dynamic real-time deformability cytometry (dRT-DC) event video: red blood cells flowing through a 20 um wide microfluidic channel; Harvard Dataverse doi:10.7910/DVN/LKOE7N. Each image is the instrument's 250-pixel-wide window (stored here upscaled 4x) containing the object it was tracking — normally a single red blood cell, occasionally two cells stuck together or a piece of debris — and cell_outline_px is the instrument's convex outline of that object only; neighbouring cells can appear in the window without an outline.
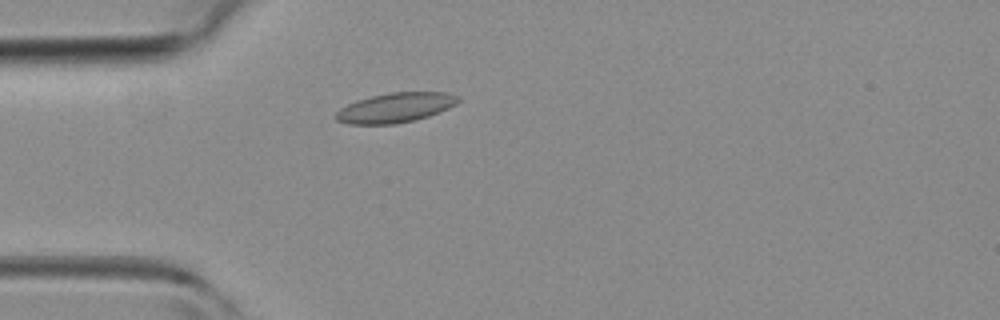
{"species": "common noctule bat (a hibernating species)", "species_latin": "Nyctalus noctula", "temperature_condition": "room temperature", "stored_images_in_passage": 37, "camera_frame_rate_fps": 3000, "um_per_image_px": 0.085, "animal": {"sex": "female", "body_mass_g": 19.3, "forearm_length_mm": 54.1}, "frame": {"image": 1, "passage_image": 4, "time_ms": 1.0, "image_size_px": [1000, 320], "cell_outline_px": [[460, 100], [456, 104], [448, 108], [428, 116], [416, 120], [396, 124], [348, 124], [336, 120], [332, 116], [340, 108], [356, 100], [372, 96], [392, 92], [444, 92], [460, 96]], "centroid_in_image_um": [33.59, 9.16], "position_along_channel_um": 51.4, "area_um2": 21.27}}
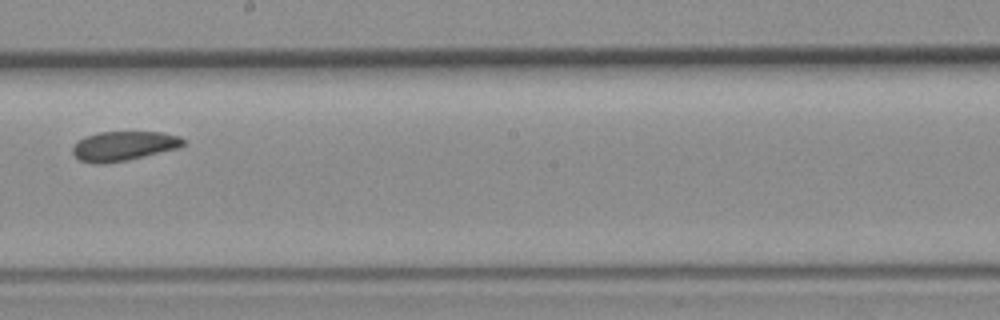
{"frame": {"image": 2, "passage_image": 17, "time_ms": 5.333, "image_size_px": [1000, 320], "cell_outline_px": [[184, 144], [180, 148], [128, 160], [104, 164], [96, 164], [80, 160], [72, 152], [72, 148], [76, 140], [84, 136], [100, 132], [160, 132], [180, 136], [184, 140]], "centroid_in_image_um": [10.5, 12.41], "position_along_channel_um": 237.7, "area_um2": 19.19}}
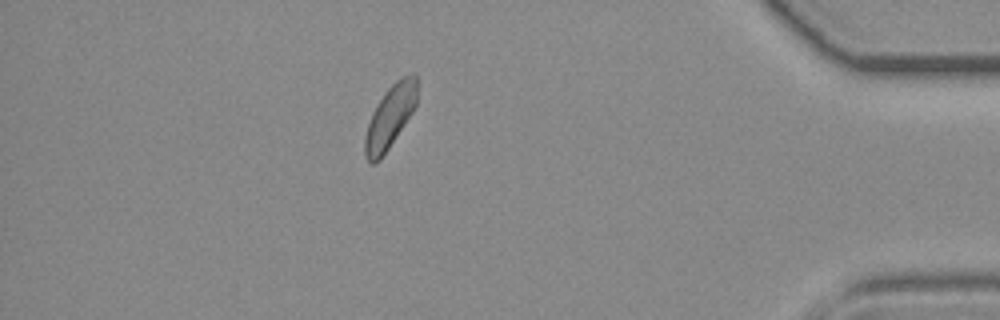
{"frame": {"image": 3, "passage_image": 31, "time_ms": 10.0, "image_size_px": [1000, 320], "cell_outline_px": [[416, 104], [412, 112], [380, 160], [376, 164], [368, 164], [364, 156], [364, 136], [372, 112], [376, 104], [388, 88], [400, 76], [412, 72], [416, 72]], "centroid_in_image_um": [33.12, 9.94], "position_along_channel_um": 402.1, "area_um2": 19.13}}